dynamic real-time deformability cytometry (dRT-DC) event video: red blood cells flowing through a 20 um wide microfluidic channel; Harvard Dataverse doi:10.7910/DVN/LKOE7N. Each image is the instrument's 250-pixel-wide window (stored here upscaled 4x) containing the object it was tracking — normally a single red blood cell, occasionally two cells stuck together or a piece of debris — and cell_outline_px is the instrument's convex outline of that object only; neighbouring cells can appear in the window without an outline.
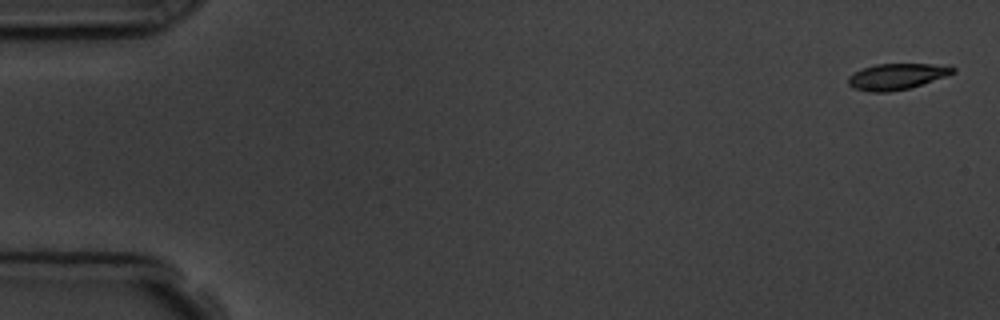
{"species": "common noctule bat (a hibernating species)", "species_latin": "Nyctalus noctula", "temperature_condition": "room temperature", "stored_images_in_passage": 6, "camera_frame_rate_fps": 3000, "um_per_image_px": 0.085, "animal": {"sex": "male", "body_mass_g": 19.5, "forearm_length_mm": 54.6}, "frame": {"image": 1, "passage_image": 1, "time_ms": 0.0, "image_size_px": [1000, 320], "cell_outline_px": [[956, 72], [908, 88], [888, 92], [868, 92], [852, 88], [848, 84], [848, 76], [864, 68], [876, 64], [932, 64], [956, 68]], "centroid_in_image_um": [76.16, 6.51], "position_along_channel_um": 8.8, "area_um2": 15.55}}
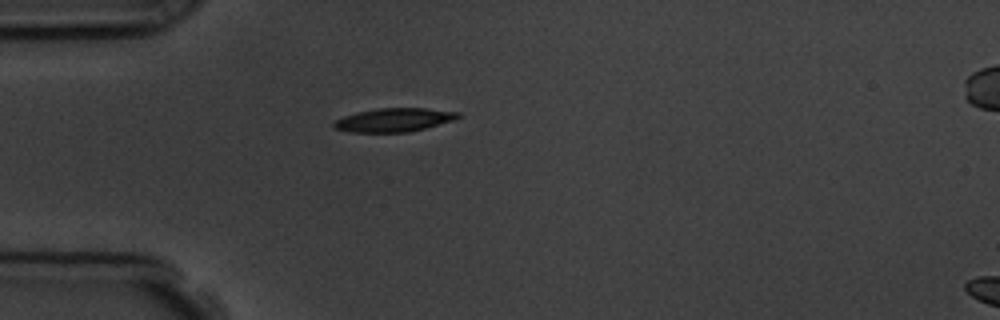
{"frame": {"image": 2, "passage_image": 5, "time_ms": 4.667, "image_size_px": [1000, 320], "cell_outline_px": [[460, 116], [456, 120], [408, 132], [348, 132], [336, 128], [332, 124], [336, 120], [344, 116], [356, 112], [376, 108], [424, 108], [460, 112]], "centroid_in_image_um": [33.5, 10.19], "position_along_channel_um": 51.5, "area_um2": 17.05}}